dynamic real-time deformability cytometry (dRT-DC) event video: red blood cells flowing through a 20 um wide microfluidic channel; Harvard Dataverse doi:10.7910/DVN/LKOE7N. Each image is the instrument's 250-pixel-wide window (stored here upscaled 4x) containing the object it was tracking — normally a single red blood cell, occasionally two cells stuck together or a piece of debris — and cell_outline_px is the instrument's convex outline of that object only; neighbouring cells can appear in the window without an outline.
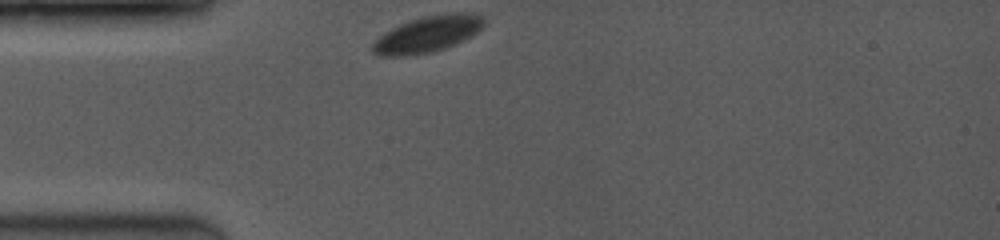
{"species": "common noctule bat (a hibernating species)", "species_latin": "Nyctalus noctula", "temperature_condition": "room temperature", "stored_images_in_passage": 18, "camera_frame_rate_fps": 3500, "um_per_image_px": 0.085, "animal": {"sex": "female", "body_mass_g": 19.0, "forearm_length_mm": 53.3}, "frame": {"image": 1, "passage_image": 1, "time_ms": 0.0, "image_size_px": [1000, 240], "cell_outline_px": [[484, 24], [476, 32], [464, 40], [444, 48], [428, 52], [396, 56], [380, 56], [372, 52], [372, 44], [384, 32], [400, 24], [420, 16], [452, 12], [464, 12], [480, 16], [484, 20]], "centroid_in_image_um": [36.32, 2.88], "position_along_channel_um": 48.7, "area_um2": 23.12}}
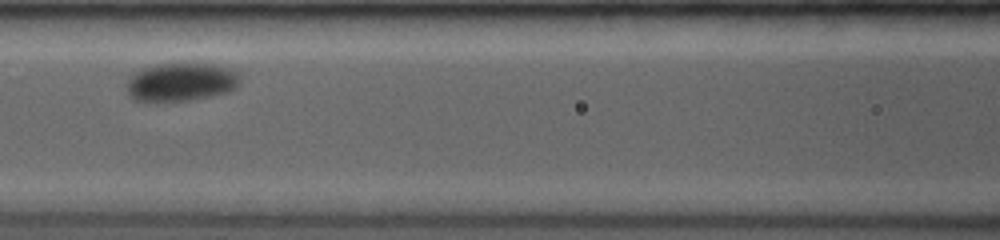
{"frame": {"image": 2, "passage_image": 8, "time_ms": 3.143, "image_size_px": [1000, 240], "cell_outline_px": [[240, 84], [236, 88], [228, 92], [188, 100], [132, 100], [128, 96], [128, 80], [140, 68], [156, 64], [216, 64], [240, 72]], "centroid_in_image_um": [15.43, 6.95], "position_along_channel_um": 151.2, "area_um2": 25.14}}
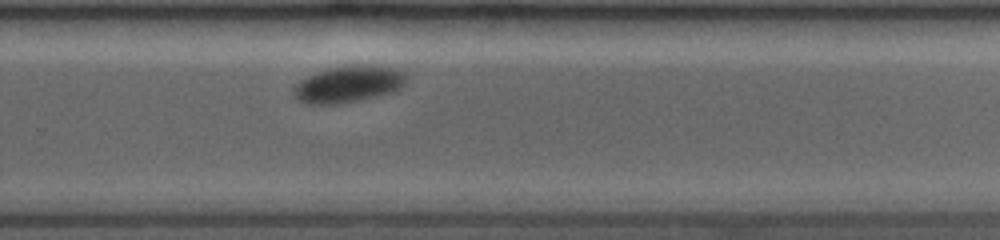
{"frame": {"image": 3, "passage_image": 18, "time_ms": 7.143, "image_size_px": [1000, 240], "cell_outline_px": [[404, 88], [396, 92], [380, 96], [340, 104], [308, 104], [296, 100], [292, 88], [300, 80], [316, 72], [332, 68], [400, 68], [404, 72]], "centroid_in_image_um": [29.59, 7.23], "position_along_channel_um": 300.2, "area_um2": 23.41}}